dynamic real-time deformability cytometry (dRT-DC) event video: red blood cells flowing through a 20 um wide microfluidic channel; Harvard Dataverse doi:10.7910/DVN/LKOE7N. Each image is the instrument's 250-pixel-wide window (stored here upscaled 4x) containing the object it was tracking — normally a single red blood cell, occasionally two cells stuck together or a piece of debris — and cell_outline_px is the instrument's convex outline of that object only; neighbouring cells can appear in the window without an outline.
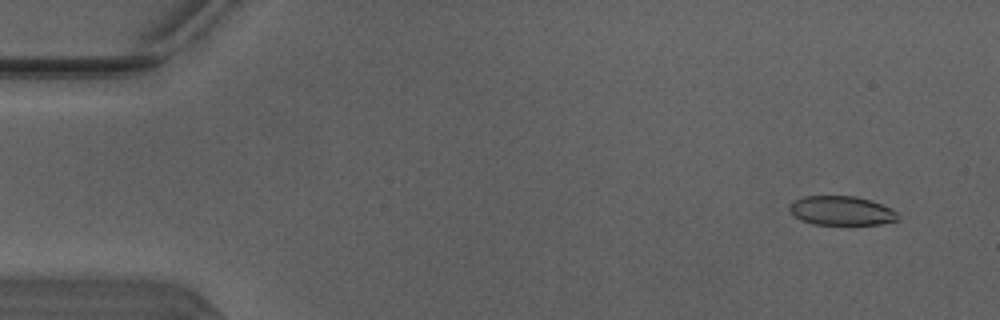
{"species": "Egyptian fruit bat (a non-hibernating species)", "species_latin": "Rousettus aegyptiacus", "temperature_condition": "warm", "stored_images_in_passage": 50, "camera_frame_rate_fps": 3000, "um_per_image_px": 0.085, "animal": {"sex": "male"}, "frame": {"image": 1, "passage_image": 4, "time_ms": 1.0, "image_size_px": [1000, 320], "cell_outline_px": [[896, 220], [880, 224], [812, 224], [800, 220], [788, 208], [788, 204], [792, 200], [804, 196], [856, 196], [892, 208], [896, 212]], "centroid_in_image_um": [71.45, 17.9], "position_along_channel_um": 13.5, "area_um2": 18.26}}
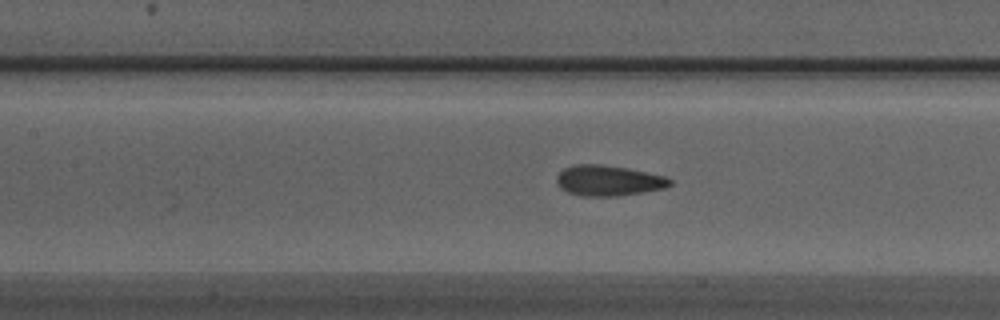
{"frame": {"image": 2, "passage_image": 23, "time_ms": 7.333, "image_size_px": [1000, 320], "cell_outline_px": [[672, 184], [664, 188], [644, 192], [616, 196], [580, 196], [568, 192], [560, 188], [556, 184], [556, 176], [564, 168], [576, 164], [600, 164], [624, 168], [664, 176], [672, 180]], "centroid_in_image_um": [51.67, 15.36], "position_along_channel_um": 155.7, "area_um2": 20.06}}
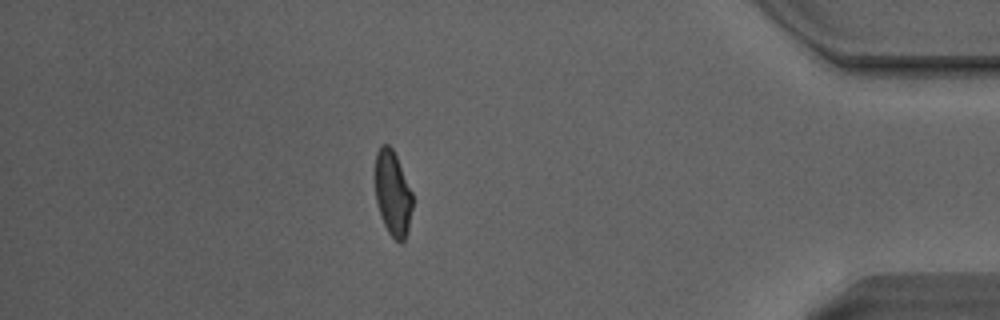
{"frame": {"image": 3, "passage_image": 44, "time_ms": 14.333, "image_size_px": [1000, 320], "cell_outline_px": [[412, 208], [408, 232], [404, 240], [400, 244], [388, 232], [380, 216], [376, 200], [376, 152], [380, 144], [388, 144], [392, 148], [396, 156], [412, 192]], "centroid_in_image_um": [33.38, 16.46], "position_along_channel_um": 401.8, "area_um2": 18.44}, "authors_computed_cell_mechanics": {"area_um2": 19.652, "velocity_mm_per_s": 4.132, "shape_relaxation_time_tau1_ms": 6.4346, "shape_relaxation_time_tau2_ms": 1.0024, "deformation_change_tau1": 0.1705, "deformation_change_tau2": 0.0912}}